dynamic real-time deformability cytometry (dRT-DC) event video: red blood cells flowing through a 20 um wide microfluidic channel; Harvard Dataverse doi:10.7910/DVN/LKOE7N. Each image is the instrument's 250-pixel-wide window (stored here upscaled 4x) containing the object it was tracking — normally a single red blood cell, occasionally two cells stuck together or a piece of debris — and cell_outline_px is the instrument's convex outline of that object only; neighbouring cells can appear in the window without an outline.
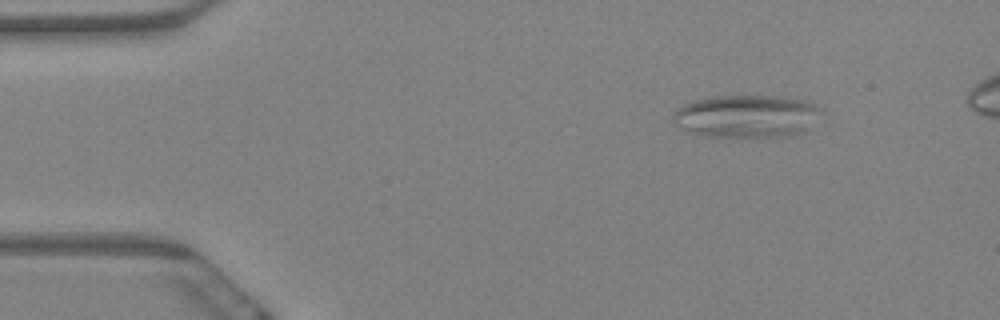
{"species": "Egyptian fruit bat (a non-hibernating species)", "species_latin": "Rousettus aegyptiacus", "temperature_condition": "warm", "stored_images_in_passage": 6, "camera_frame_rate_fps": 3000, "um_per_image_px": 0.085, "animal": {"sex": "female"}, "frame": {"image": 1, "passage_image": 2, "time_ms": 0.333, "image_size_px": [1000, 320], "cell_outline_px": [[824, 112], [796, 136], [740, 140], [708, 136], [688, 132], [672, 124], [672, 116], [684, 104], [696, 100], [712, 96], [776, 96], [808, 100], [816, 104]], "centroid_in_image_um": [63.47, 9.93], "position_along_channel_um": 21.5, "area_um2": 38.09}}